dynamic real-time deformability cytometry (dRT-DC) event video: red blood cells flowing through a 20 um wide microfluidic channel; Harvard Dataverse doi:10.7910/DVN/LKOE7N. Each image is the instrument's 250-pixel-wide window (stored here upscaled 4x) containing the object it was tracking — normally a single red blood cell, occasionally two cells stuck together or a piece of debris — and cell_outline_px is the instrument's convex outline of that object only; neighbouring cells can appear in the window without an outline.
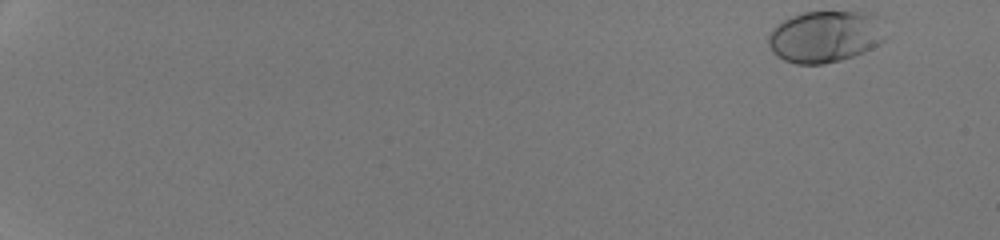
{"species": "human", "species_latin": "Homo sapiens", "temperature_condition": "room temperature", "stored_images_in_passage": 50, "camera_frame_rate_fps": 3000, "um_per_image_px": 0.085, "donor": {"sex": "male"}, "frame": {"image": 1, "passage_image": 1, "time_ms": 0.0, "image_size_px": [1000, 240], "cell_outline_px": [[884, 40], [880, 44], [864, 52], [840, 60], [824, 64], [796, 64], [784, 60], [776, 56], [772, 52], [768, 44], [768, 36], [784, 20], [792, 16], [804, 12], [872, 12], [880, 16]], "centroid_in_image_um": [70.17, 3.11], "position_along_channel_um": 14.8, "area_um2": 35.26}}
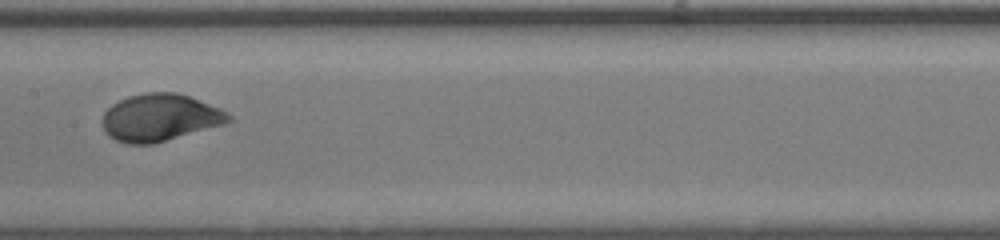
{"frame": {"image": 2, "passage_image": 29, "time_ms": 9.333, "image_size_px": [1000, 240], "cell_outline_px": [[236, 120], [224, 124], [152, 144], [128, 144], [116, 140], [108, 136], [104, 132], [104, 112], [112, 104], [128, 96], [144, 92], [176, 92], [188, 96], [220, 108], [232, 116]], "centroid_in_image_um": [13.61, 9.99], "position_along_channel_um": 193.8, "area_um2": 34.62}}
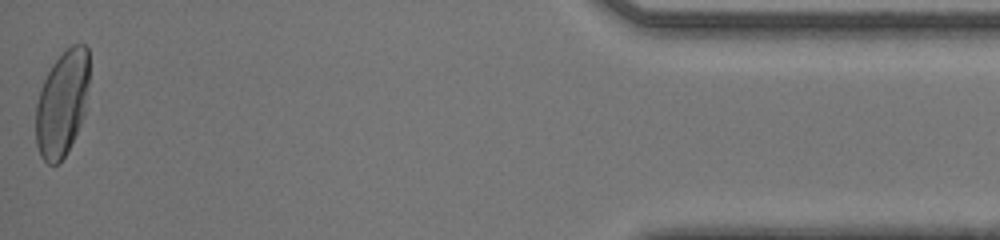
{"frame": {"image": 3, "passage_image": 50, "time_ms": 16.333, "image_size_px": [1000, 240], "cell_outline_px": [[88, 84], [84, 112], [76, 132], [64, 156], [56, 164], [48, 164], [40, 156], [36, 144], [36, 104], [44, 80], [52, 64], [72, 44], [84, 44], [88, 48]], "centroid_in_image_um": [5.26, 8.78], "position_along_channel_um": 429.9, "area_um2": 32.25}, "authors_computed_cell_mechanics": {"area_um2": 33.4662, "velocity_mm_per_s": 4.2608, "shape_relaxation_time_tau1_ms": 2.6534, "shape_relaxation_time_tau2_ms": null, "deformation_change_tau1": 0.1601, "deformation_change_tau2": null}}